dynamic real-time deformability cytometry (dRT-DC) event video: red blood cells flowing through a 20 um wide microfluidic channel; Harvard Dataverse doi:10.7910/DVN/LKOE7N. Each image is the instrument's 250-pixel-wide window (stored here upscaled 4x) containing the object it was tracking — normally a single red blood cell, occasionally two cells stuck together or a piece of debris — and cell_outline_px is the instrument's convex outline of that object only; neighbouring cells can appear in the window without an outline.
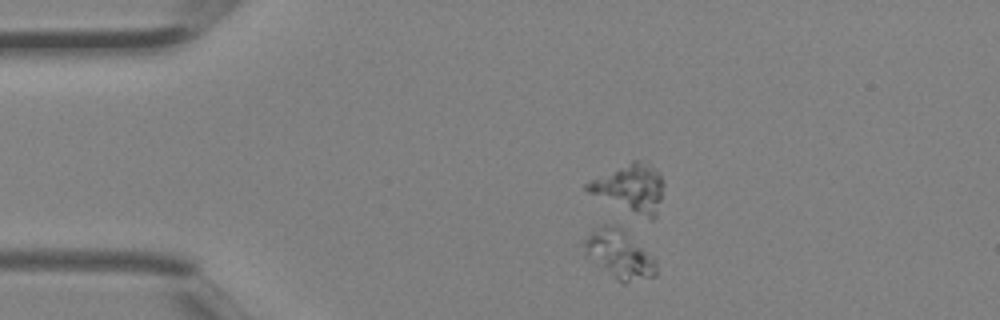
{"species": "Egyptian fruit bat (a non-hibernating species)", "species_latin": "Rousettus aegyptiacus", "temperature_condition": "room temperature", "stored_images_in_passage": 2, "camera_frame_rate_fps": 3000, "um_per_image_px": 0.085, "animal": {"sex": "female"}, "frame": {"image": 1, "passage_image": 1, "time_ms": 0.0, "image_size_px": [1000, 320], "cell_outline_px": [[656, 276], [624, 284], [620, 284], [584, 252], [584, 240], [600, 224], [612, 224], [620, 228], [652, 260], [656, 268]], "centroid_in_image_um": [52.58, 21.65], "position_along_channel_um": 32.4, "area_um2": 19.31}}